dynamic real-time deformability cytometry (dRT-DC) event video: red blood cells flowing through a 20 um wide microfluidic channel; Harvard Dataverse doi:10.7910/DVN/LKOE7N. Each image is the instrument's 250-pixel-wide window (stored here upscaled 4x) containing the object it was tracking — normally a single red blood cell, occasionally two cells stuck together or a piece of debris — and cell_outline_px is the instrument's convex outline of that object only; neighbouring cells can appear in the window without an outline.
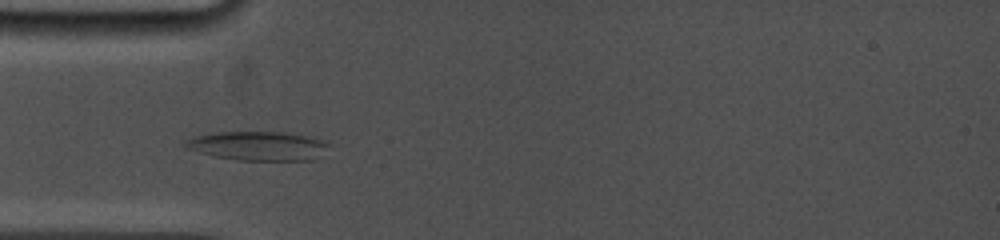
{"species": "common noctule bat (a hibernating species)", "species_latin": "Nyctalus noctula", "temperature_condition": "cold", "stored_images_in_passage": 5, "camera_frame_rate_fps": 5000, "um_per_image_px": 0.085, "animal": {"sex": "female", "body_mass_g": 19.0, "forearm_length_mm": 53.3}, "frame": {"image": 1, "passage_image": 2, "time_ms": 0.8, "image_size_px": [1000, 240], "cell_outline_px": [[328, 144], [312, 160], [236, 160], [212, 156], [184, 148], [184, 140], [192, 136], [216, 132], [284, 132], [304, 136], [320, 140]], "centroid_in_image_um": [21.76, 12.4], "position_along_channel_um": 63.2, "area_um2": 23.99}}